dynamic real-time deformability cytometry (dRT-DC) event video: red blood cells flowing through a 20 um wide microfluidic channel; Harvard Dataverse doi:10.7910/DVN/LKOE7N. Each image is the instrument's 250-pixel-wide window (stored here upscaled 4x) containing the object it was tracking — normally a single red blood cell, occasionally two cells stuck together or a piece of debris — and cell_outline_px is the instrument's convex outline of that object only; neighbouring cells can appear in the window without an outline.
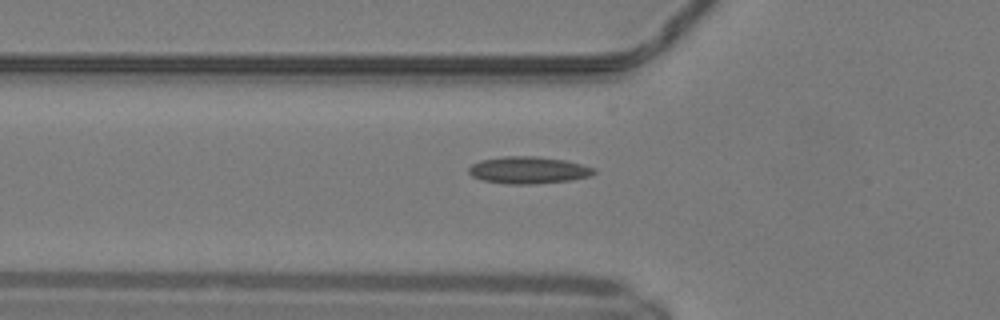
{"species": "common noctule bat (a hibernating species)", "species_latin": "Nyctalus noctula", "temperature_condition": "warm", "stored_images_in_passage": 36, "camera_frame_rate_fps": 3000, "um_per_image_px": 0.085, "animal": {"sex": "male", "body_mass_g": 19.2, "forearm_length_mm": 51.8}, "frame": {"image": 1, "passage_image": 6, "time_ms": 1.667, "image_size_px": [1000, 320], "cell_outline_px": [[596, 172], [592, 176], [572, 180], [532, 184], [508, 184], [484, 180], [472, 176], [468, 172], [468, 168], [472, 164], [480, 160], [504, 156], [536, 156], [564, 160], [596, 168]], "centroid_in_image_um": [44.93, 14.46], "position_along_channel_um": 80.9, "area_um2": 19.77}}
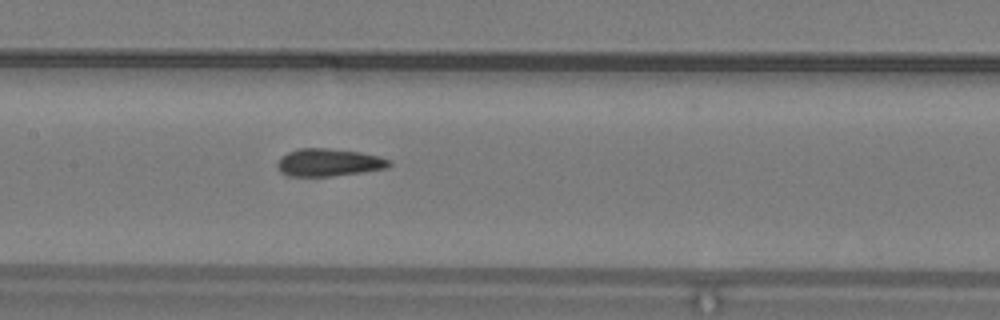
{"frame": {"image": 2, "passage_image": 13, "time_ms": 4.0, "image_size_px": [1000, 320], "cell_outline_px": [[392, 164], [384, 168], [360, 172], [332, 176], [288, 176], [280, 172], [276, 164], [280, 156], [288, 152], [300, 148], [328, 148], [360, 152], [380, 156], [392, 160]], "centroid_in_image_um": [27.92, 13.8], "position_along_channel_um": 179.5, "area_um2": 18.03}}
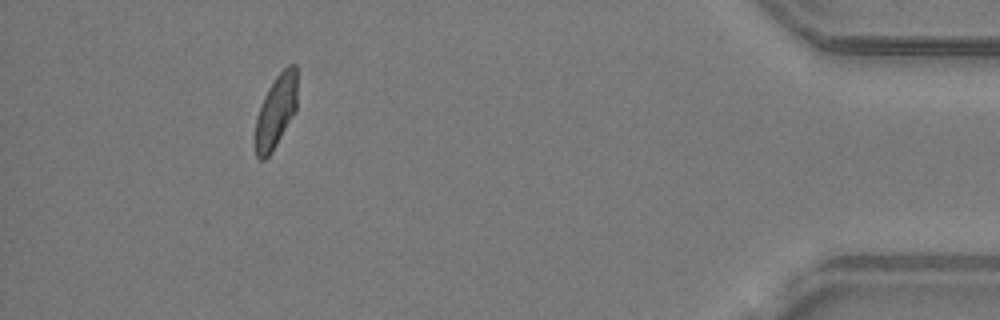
{"frame": {"image": 3, "passage_image": 32, "time_ms": 10.333, "image_size_px": [1000, 320], "cell_outline_px": [[296, 112], [276, 144], [268, 156], [264, 160], [260, 160], [256, 156], [256, 116], [264, 96], [268, 88], [276, 76], [288, 64], [296, 64]], "centroid_in_image_um": [23.46, 9.44], "position_along_channel_um": 411.7, "area_um2": 17.63}, "authors_computed_cell_mechanics": {"area_um2": 17.8602, "velocity_mm_per_s": 4.1785, "shape_relaxation_time_tau1_ms": null, "shape_relaxation_time_tau2_ms": 3.3127, "deformation_change_tau1": null, "deformation_change_tau2": 0.1053}}